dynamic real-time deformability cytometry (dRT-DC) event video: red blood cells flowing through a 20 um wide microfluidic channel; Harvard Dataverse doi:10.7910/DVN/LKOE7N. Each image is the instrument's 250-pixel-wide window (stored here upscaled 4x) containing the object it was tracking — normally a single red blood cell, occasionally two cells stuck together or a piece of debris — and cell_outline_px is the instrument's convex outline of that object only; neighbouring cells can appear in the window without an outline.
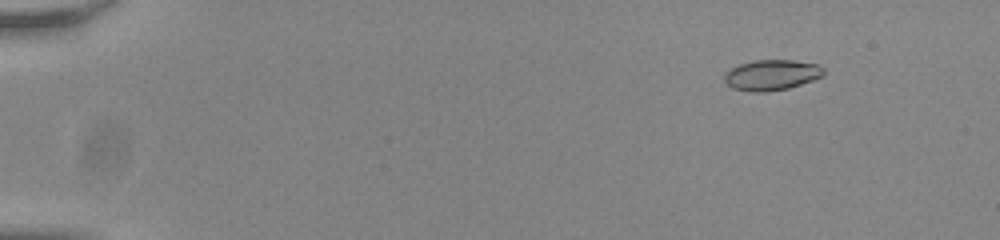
{"species": "common noctule bat (a hibernating species)", "species_latin": "Nyctalus noctula", "temperature_condition": "room temperature", "stored_images_in_passage": 56, "camera_frame_rate_fps": 3000, "um_per_image_px": 0.085, "animal": {"sex": "male", "body_mass_g": 20.0, "forearm_length_mm": 53.3}, "frame": {"image": 1, "passage_image": 7, "time_ms": 2.0, "image_size_px": [1000, 240], "cell_outline_px": [[824, 76], [788, 88], [764, 92], [752, 92], [732, 88], [724, 80], [724, 76], [732, 68], [740, 64], [752, 60], [792, 60], [820, 64], [824, 68]], "centroid_in_image_um": [65.62, 6.36], "position_along_channel_um": 19.4, "area_um2": 17.63}}
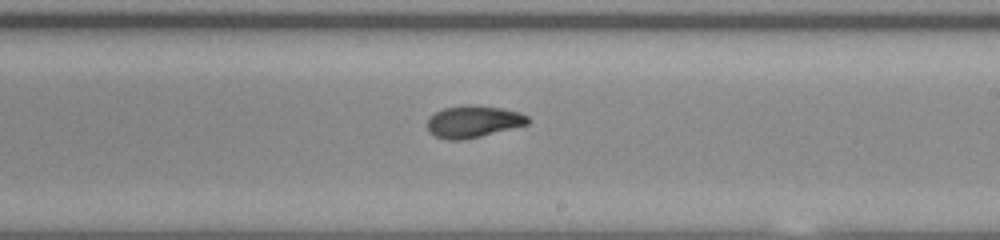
{"frame": {"image": 2, "passage_image": 35, "time_ms": 11.333, "image_size_px": [1000, 240], "cell_outline_px": [[532, 120], [528, 124], [480, 136], [460, 140], [448, 140], [436, 136], [428, 132], [428, 120], [436, 112], [444, 108], [468, 104], [476, 104], [500, 108], [520, 112], [528, 116]], "centroid_in_image_um": [40.25, 10.32], "position_along_channel_um": 248.7, "area_um2": 18.67}}
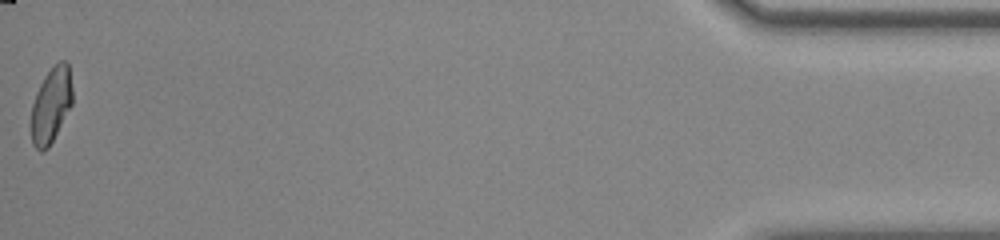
{"frame": {"image": 3, "passage_image": 56, "time_ms": 18.333, "image_size_px": [1000, 240], "cell_outline_px": [[72, 104], [48, 148], [44, 152], [40, 152], [32, 144], [32, 104], [36, 92], [44, 76], [60, 60], [68, 60], [72, 88]], "centroid_in_image_um": [4.35, 8.92], "position_along_channel_um": 430.9, "area_um2": 17.98}, "authors_computed_cell_mechanics": {"area_um2": 18.4382, "velocity_mm_per_s": 3.8071, "shape_relaxation_time_tau1_ms": 6.0141, "shape_relaxation_time_tau2_ms": 1.4042, "deformation_change_tau1": 0.2108, "deformation_change_tau2": 0.0671}}